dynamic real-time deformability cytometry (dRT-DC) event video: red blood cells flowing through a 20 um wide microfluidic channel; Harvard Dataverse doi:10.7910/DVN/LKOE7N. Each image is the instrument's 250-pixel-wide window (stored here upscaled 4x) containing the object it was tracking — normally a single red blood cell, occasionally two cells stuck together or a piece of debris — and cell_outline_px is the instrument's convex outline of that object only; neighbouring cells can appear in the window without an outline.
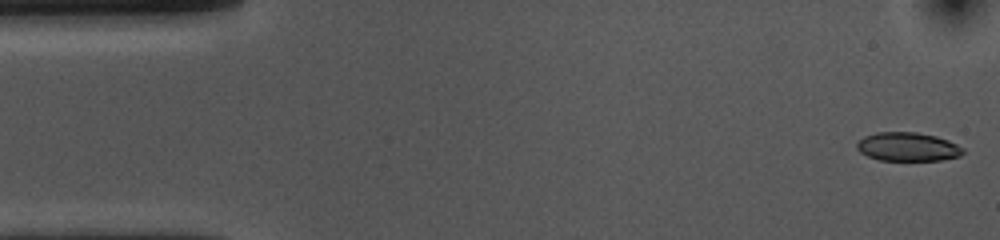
{"species": "common noctule bat (a hibernating species)", "species_latin": "Nyctalus noctula", "temperature_condition": "cold", "stored_images_in_passage": 53, "camera_frame_rate_fps": 3000, "um_per_image_px": 0.085, "animal": {"sex": "female", "body_mass_g": 10.0, "forearm_length_mm": 53.1}, "frame": {"image": 1, "passage_image": 1, "time_ms": 0.0, "image_size_px": [1000, 240], "cell_outline_px": [[964, 152], [960, 156], [940, 160], [880, 160], [868, 156], [860, 152], [856, 148], [856, 144], [864, 136], [876, 132], [916, 132], [936, 136], [948, 140], [964, 148]], "centroid_in_image_um": [77.15, 12.47], "position_along_channel_um": 7.8, "area_um2": 17.74}}
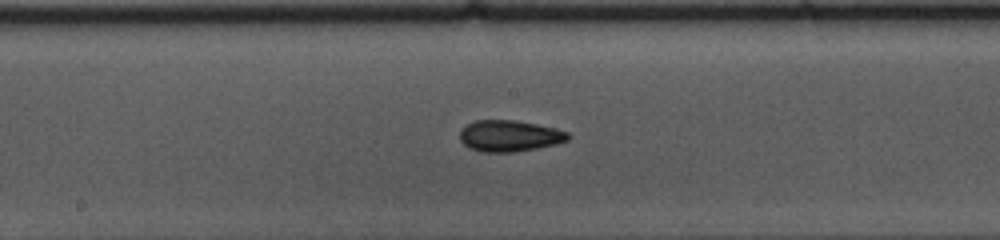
{"frame": {"image": 2, "passage_image": 26, "time_ms": 8.333, "image_size_px": [1000, 240], "cell_outline_px": [[568, 140], [556, 144], [536, 148], [512, 152], [484, 152], [468, 148], [460, 140], [460, 132], [468, 124], [476, 120], [516, 120], [556, 128], [568, 132]], "centroid_in_image_um": [43.3, 11.55], "position_along_channel_um": 204.9, "area_um2": 19.59}}
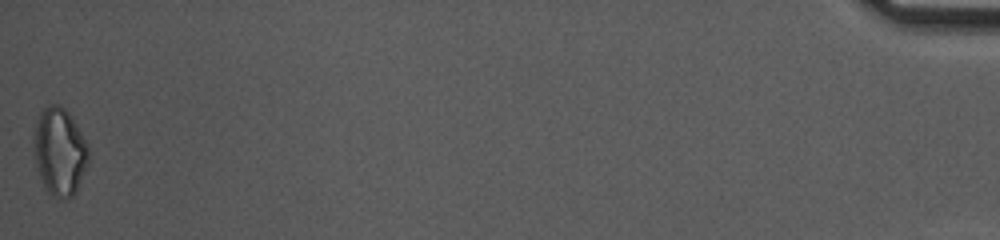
{"frame": {"image": 3, "passage_image": 53, "time_ms": 17.333, "image_size_px": [1000, 240], "cell_outline_px": [[88, 164], [76, 192], [72, 196], [60, 200], [52, 196], [44, 188], [36, 164], [32, 148], [32, 136], [40, 112], [48, 104], [60, 104], [68, 112], [88, 144]], "centroid_in_image_um": [5.04, 12.89], "position_along_channel_um": 430.2, "area_um2": 28.26}, "authors_computed_cell_mechanics": {"area_um2": 19.1318, "velocity_mm_per_s": 3.658, "shape_relaxation_time_tau1_ms": 6.6021, "shape_relaxation_time_tau2_ms": 4.0946, "deformation_change_tau1": 0.133, "deformation_change_tau2": 0.1016}}